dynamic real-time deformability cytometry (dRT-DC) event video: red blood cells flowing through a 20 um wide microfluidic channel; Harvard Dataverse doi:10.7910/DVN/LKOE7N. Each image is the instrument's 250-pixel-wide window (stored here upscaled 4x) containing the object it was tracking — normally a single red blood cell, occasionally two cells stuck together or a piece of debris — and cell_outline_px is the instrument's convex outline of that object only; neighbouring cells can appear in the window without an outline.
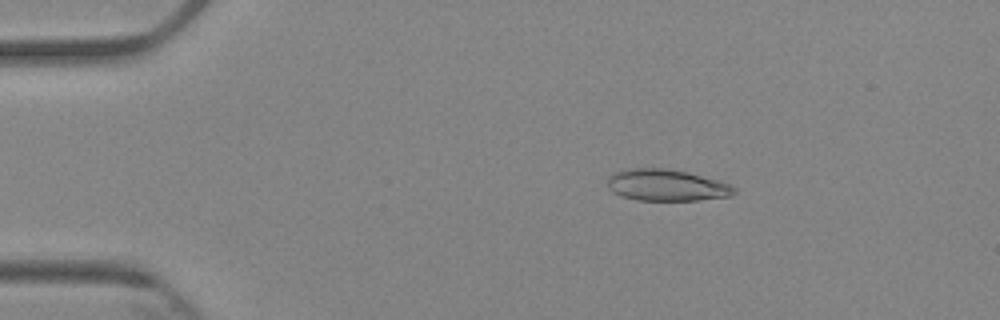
{"species": "Egyptian fruit bat (a non-hibernating species)", "species_latin": "Rousettus aegyptiacus", "temperature_condition": "cold", "stored_images_in_passage": 4, "camera_frame_rate_fps": 3000, "um_per_image_px": 0.085, "animal": {"sex": "female"}, "frame": {"image": 1, "passage_image": 2, "time_ms": 1.333, "image_size_px": [1000, 320], "cell_outline_px": [[736, 192], [732, 196], [696, 200], [636, 200], [620, 196], [612, 192], [608, 188], [608, 176], [612, 172], [624, 168], [664, 168], [688, 172], [732, 184], [736, 188]], "centroid_in_image_um": [56.63, 15.73], "position_along_channel_um": 28.4, "area_um2": 23.64}}